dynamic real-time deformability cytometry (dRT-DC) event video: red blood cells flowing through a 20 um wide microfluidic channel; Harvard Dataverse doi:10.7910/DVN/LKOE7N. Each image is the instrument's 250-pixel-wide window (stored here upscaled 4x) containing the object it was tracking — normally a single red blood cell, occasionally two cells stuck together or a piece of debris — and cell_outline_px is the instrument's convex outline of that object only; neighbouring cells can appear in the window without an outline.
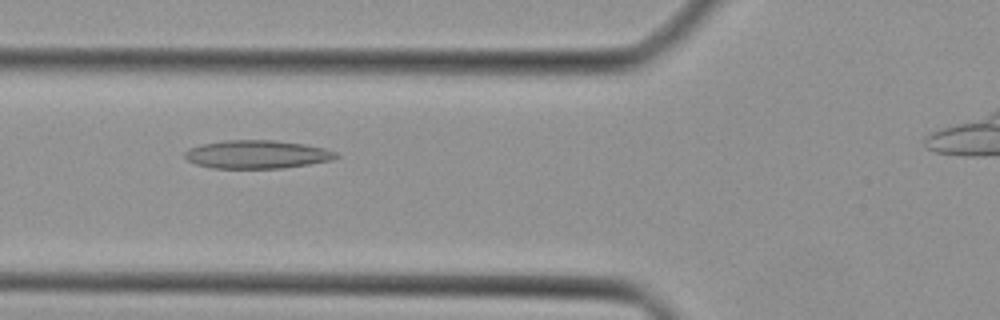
{"species": "Egyptian fruit bat (a non-hibernating species)", "species_latin": "Rousettus aegyptiacus", "temperature_condition": "cold", "stored_images_in_passage": 30, "camera_frame_rate_fps": 3000, "um_per_image_px": 0.085, "animal": {"sex": "female"}, "frame": {"image": 1, "passage_image": 7, "time_ms": 2.0, "image_size_px": [1000, 320], "cell_outline_px": [[340, 156], [332, 160], [284, 168], [212, 168], [196, 164], [188, 160], [184, 156], [184, 152], [188, 148], [200, 144], [224, 140], [276, 140], [304, 144], [324, 148], [336, 152]], "centroid_in_image_um": [21.83, 13.12], "position_along_channel_um": 104.0, "area_um2": 25.03}}
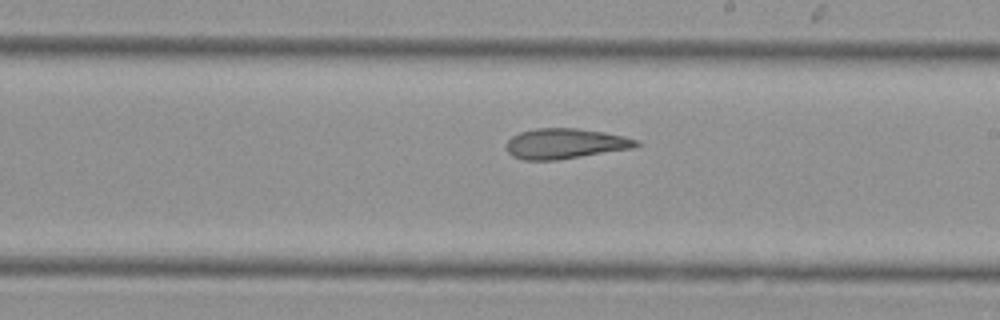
{"frame": {"image": 2, "passage_image": 16, "time_ms": 5.0, "image_size_px": [1000, 320], "cell_outline_px": [[640, 144], [636, 148], [556, 160], [524, 160], [512, 156], [508, 152], [504, 144], [512, 136], [520, 132], [536, 128], [576, 128], [604, 132], [624, 136], [640, 140]], "centroid_in_image_um": [48.05, 12.21], "position_along_channel_um": 240.9, "area_um2": 23.18}}
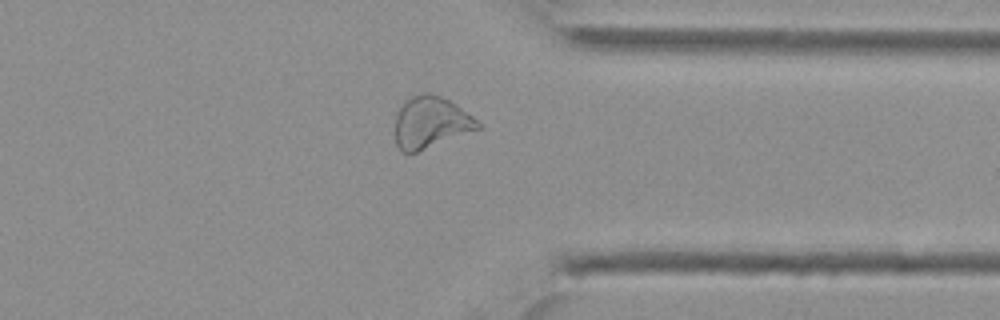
{"frame": {"image": 3, "passage_image": 25, "time_ms": 8.0, "image_size_px": [1000, 320], "cell_outline_px": [[480, 128], [416, 152], [400, 152], [396, 144], [396, 112], [412, 96], [424, 92], [428, 92], [440, 96], [456, 104], [472, 116], [480, 124]], "centroid_in_image_um": [36.59, 10.4], "position_along_channel_um": 374.8, "area_um2": 24.39}}